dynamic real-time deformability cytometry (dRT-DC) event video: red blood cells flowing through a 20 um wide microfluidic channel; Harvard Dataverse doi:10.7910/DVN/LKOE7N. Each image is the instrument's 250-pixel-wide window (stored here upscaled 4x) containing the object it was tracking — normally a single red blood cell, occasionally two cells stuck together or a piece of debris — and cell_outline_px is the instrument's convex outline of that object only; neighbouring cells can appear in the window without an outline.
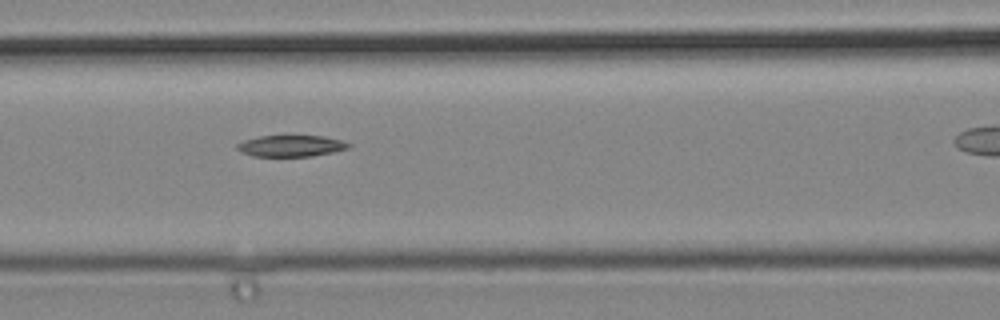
{"species": "common noctule bat (a hibernating species)", "species_latin": "Nyctalus noctula", "temperature_condition": "cold", "stored_images_in_passage": 8, "segment_of_instrument_passage": [1, 2], "camera_frame_rate_fps": 3000, "um_per_image_px": 0.085, "animal": {"sex": "male", "body_mass_g": 19.2, "forearm_length_mm": 51.8}, "frame": {"image": 1, "passage_image": 4, "time_ms": 1.0, "image_size_px": [1000, 320], "cell_outline_px": [[352, 144], [348, 148], [332, 152], [312, 156], [252, 156], [240, 152], [236, 148], [236, 144], [244, 140], [260, 136], [324, 136], [340, 140]], "centroid_in_image_um": [24.7, 12.4], "position_along_channel_um": 141.9, "area_um2": 13.81}}
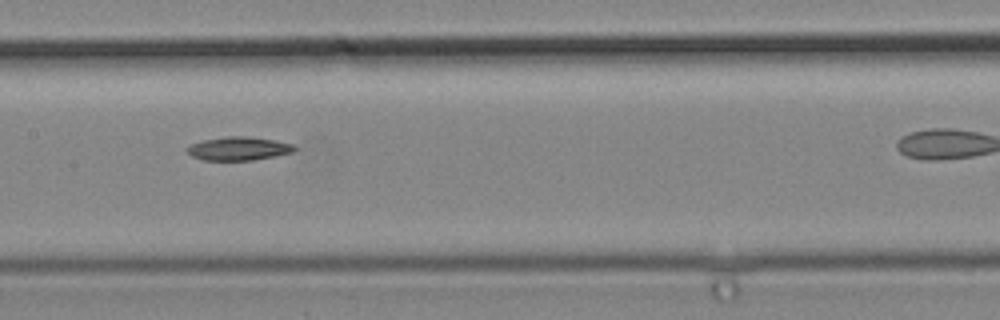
{"frame": {"image": 2, "passage_image": 5, "time_ms": 1.333, "image_size_px": [1000, 320], "cell_outline_px": [[296, 148], [292, 152], [252, 160], [204, 160], [192, 156], [184, 148], [192, 144], [204, 140], [228, 136], [244, 136], [276, 140], [292, 144]], "centroid_in_image_um": [20.25, 12.62], "position_along_channel_um": 187.1, "area_um2": 14.45}}
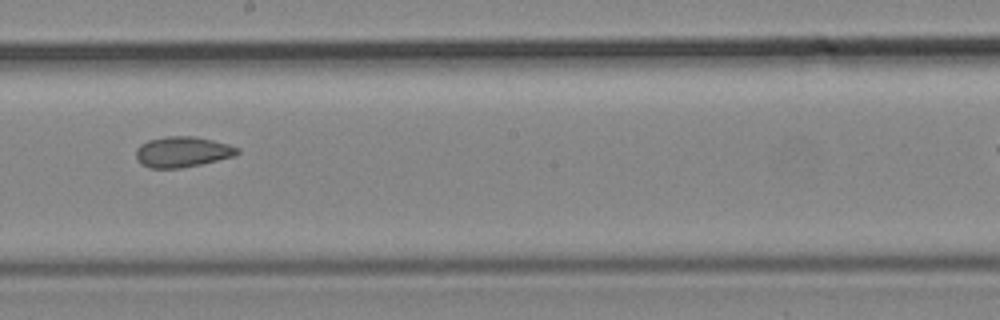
{"frame": {"image": 3, "passage_image": 7, "time_ms": 2.0, "image_size_px": [1000, 320], "cell_outline_px": [[240, 152], [232, 156], [200, 164], [180, 168], [148, 168], [140, 164], [136, 156], [136, 148], [140, 144], [148, 140], [164, 136], [192, 136], [212, 140], [228, 144], [240, 148]], "centroid_in_image_um": [15.46, 12.9], "position_along_channel_um": 232.7, "area_um2": 18.03}}